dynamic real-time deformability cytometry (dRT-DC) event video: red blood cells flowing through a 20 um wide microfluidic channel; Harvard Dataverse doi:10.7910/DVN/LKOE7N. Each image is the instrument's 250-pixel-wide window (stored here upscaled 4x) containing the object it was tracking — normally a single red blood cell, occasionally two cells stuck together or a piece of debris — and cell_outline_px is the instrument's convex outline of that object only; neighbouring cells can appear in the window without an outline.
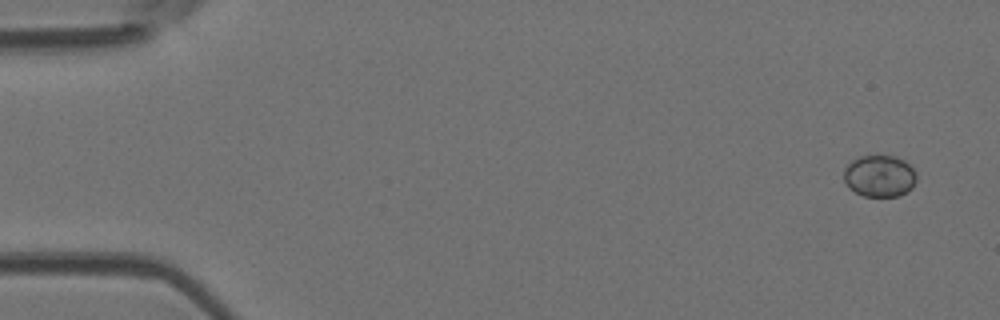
{"species": "Egyptian fruit bat (a non-hibernating species)", "species_latin": "Rousettus aegyptiacus", "temperature_condition": "room temperature", "stored_images_in_passage": 6, "camera_frame_rate_fps": 3000, "um_per_image_px": 0.085, "animal": {"sex": "female"}, "frame": {"image": 1, "passage_image": 1, "time_ms": 0.0, "image_size_px": [1000, 320], "cell_outline_px": [[916, 180], [912, 188], [900, 196], [864, 196], [848, 188], [844, 180], [844, 168], [852, 160], [860, 156], [896, 156], [904, 160], [916, 172]], "centroid_in_image_um": [74.76, 14.96], "position_along_channel_um": 10.2, "area_um2": 17.74}}
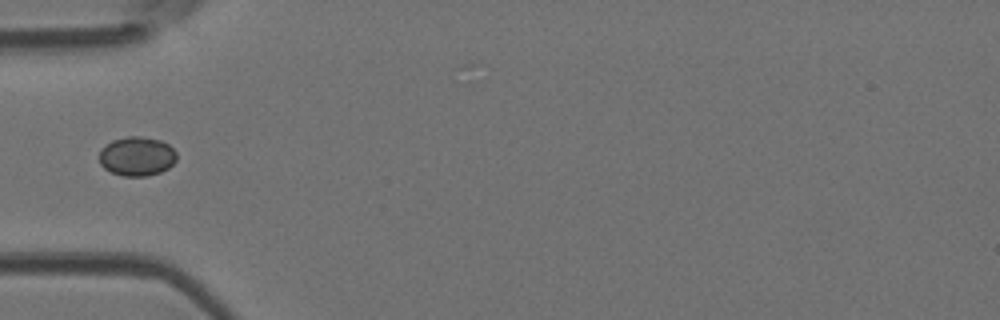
{"frame": {"image": 2, "passage_image": 5, "time_ms": 1.333, "image_size_px": [1000, 320], "cell_outline_px": [[176, 160], [168, 168], [160, 172], [148, 176], [124, 176], [112, 172], [104, 168], [100, 164], [100, 148], [112, 140], [128, 136], [140, 136], [160, 140], [168, 144], [176, 152]], "centroid_in_image_um": [11.63, 13.28], "position_along_channel_um": 73.4, "area_um2": 17.69}}
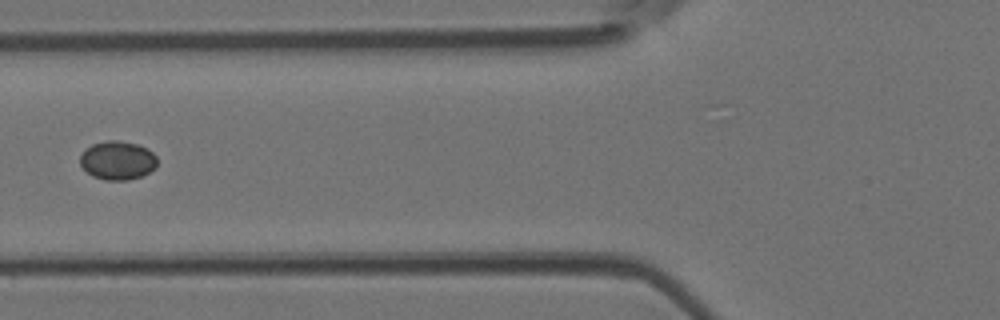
{"frame": {"image": 3, "passage_image": 6, "time_ms": 1.667, "image_size_px": [1000, 320], "cell_outline_px": [[156, 168], [140, 176], [128, 180], [104, 180], [92, 176], [80, 164], [80, 156], [92, 144], [108, 140], [116, 140], [136, 144], [148, 148], [156, 156]], "centroid_in_image_um": [10.0, 13.63], "position_along_channel_um": 115.8, "area_um2": 17.22}}